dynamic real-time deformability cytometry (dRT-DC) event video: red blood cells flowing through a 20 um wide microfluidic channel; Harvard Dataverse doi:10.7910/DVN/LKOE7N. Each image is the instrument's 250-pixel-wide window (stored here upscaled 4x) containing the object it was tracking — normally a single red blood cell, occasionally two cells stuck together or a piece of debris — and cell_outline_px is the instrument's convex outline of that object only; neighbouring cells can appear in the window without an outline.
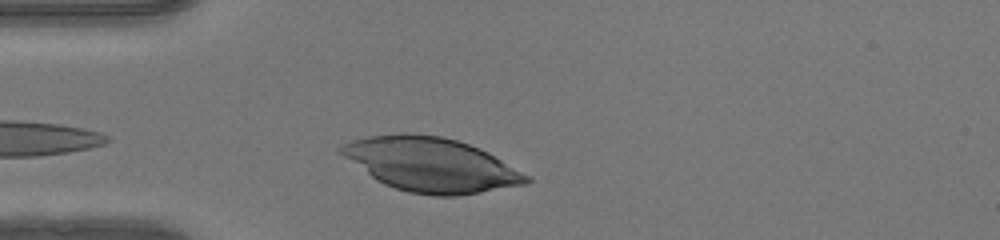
{"species": "human", "species_latin": "Homo sapiens", "temperature_condition": "warm", "stored_images_in_passage": 29, "camera_frame_rate_fps": 3000, "um_per_image_px": 0.085, "donor": {"sex": "female"}, "frame": {"image": 1, "passage_image": 3, "time_ms": 0.667, "image_size_px": [1000, 240], "cell_outline_px": [[532, 180], [528, 184], [456, 196], [432, 196], [408, 192], [384, 184], [376, 180], [344, 156], [336, 148], [340, 144], [352, 140], [368, 136], [404, 132], [440, 136], [456, 140], [480, 148], [488, 152], [528, 176]], "centroid_in_image_um": [36.61, 13.99], "position_along_channel_um": 48.4, "area_um2": 58.15}}
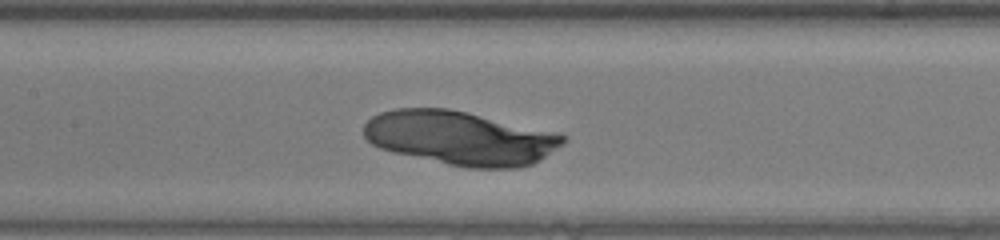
{"frame": {"image": 2, "passage_image": 13, "time_ms": 4.0, "image_size_px": [1000, 240], "cell_outline_px": [[568, 140], [564, 144], [532, 164], [516, 168], [468, 168], [448, 164], [392, 152], [380, 148], [372, 144], [364, 136], [364, 124], [372, 116], [380, 112], [396, 108], [448, 108], [568, 136]], "centroid_in_image_um": [39.07, 11.74], "position_along_channel_um": 168.3, "area_um2": 62.02}}
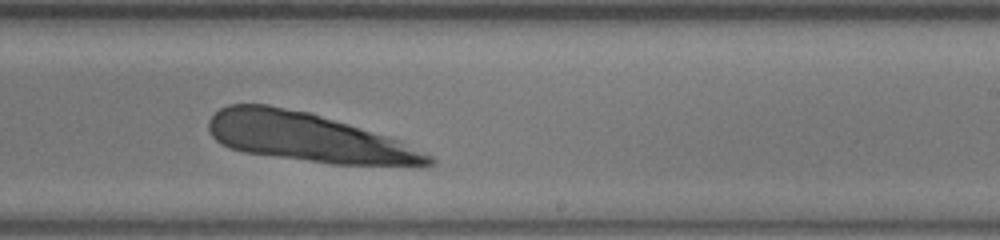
{"frame": {"image": 3, "passage_image": 20, "time_ms": 6.333, "image_size_px": [1000, 240], "cell_outline_px": [[436, 160], [432, 164], [332, 164], [244, 152], [220, 144], [212, 136], [208, 128], [208, 120], [220, 108], [228, 104], [268, 104], [312, 112], [388, 136], [400, 140], [432, 156]], "centroid_in_image_um": [26.1, 11.65], "position_along_channel_um": 262.9, "area_um2": 61.96}}